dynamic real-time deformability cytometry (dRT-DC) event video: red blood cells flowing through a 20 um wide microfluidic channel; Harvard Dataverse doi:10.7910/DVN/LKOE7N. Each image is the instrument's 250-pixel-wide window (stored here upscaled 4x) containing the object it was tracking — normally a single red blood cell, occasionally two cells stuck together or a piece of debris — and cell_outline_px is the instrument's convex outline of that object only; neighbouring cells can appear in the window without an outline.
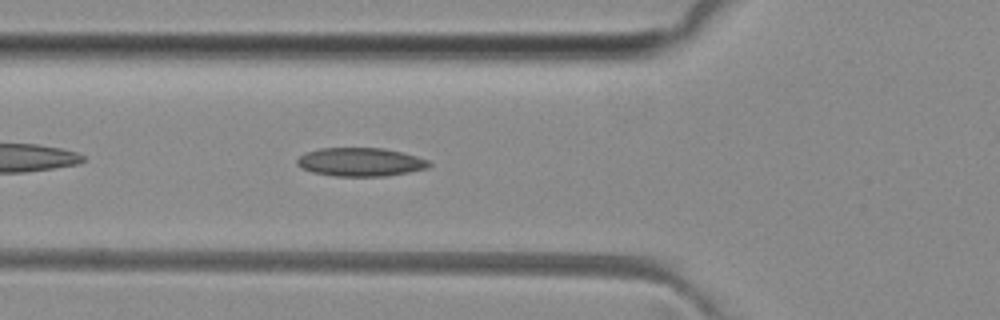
{"species": "common noctule bat (a hibernating species)", "species_latin": "Nyctalus noctula", "temperature_condition": "room temperature", "stored_images_in_passage": 33, "camera_frame_rate_fps": 3000, "um_per_image_px": 0.085, "animal": {"sex": "female", "body_mass_g": 29.2, "forearm_length_mm": 56.3}, "frame": {"image": 1, "passage_image": 6, "time_ms": 1.667, "image_size_px": [1000, 320], "cell_outline_px": [[432, 164], [428, 168], [388, 176], [336, 176], [312, 172], [300, 168], [296, 164], [296, 160], [300, 156], [308, 152], [320, 148], [384, 148], [416, 156], [428, 160]], "centroid_in_image_um": [30.63, 13.77], "position_along_channel_um": 95.2, "area_um2": 21.91}}
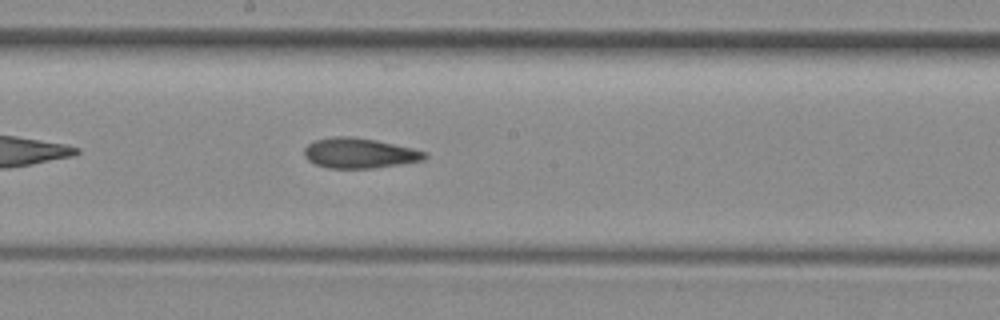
{"frame": {"image": 2, "passage_image": 15, "time_ms": 4.667, "image_size_px": [1000, 320], "cell_outline_px": [[428, 156], [424, 160], [400, 164], [372, 168], [328, 168], [316, 164], [308, 160], [304, 156], [304, 148], [308, 144], [316, 140], [332, 136], [352, 136], [376, 140], [412, 148], [428, 152]], "centroid_in_image_um": [30.55, 13.01], "position_along_channel_um": 217.6, "area_um2": 21.21}}
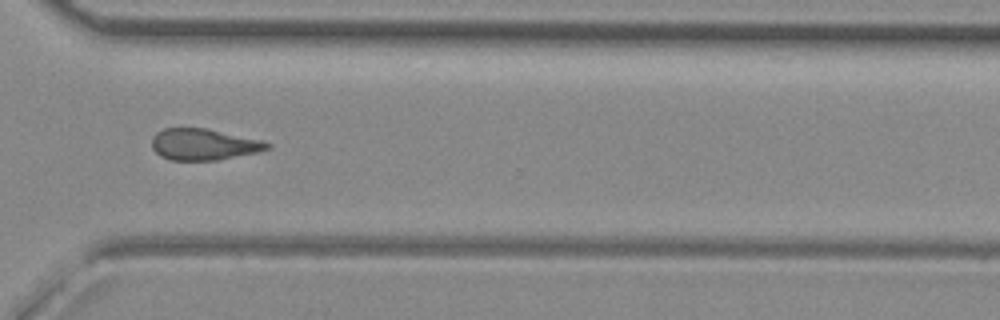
{"frame": {"image": 3, "passage_image": 25, "time_ms": 8.0, "image_size_px": [1000, 320], "cell_outline_px": [[272, 148], [260, 152], [216, 160], [172, 160], [160, 156], [152, 148], [152, 136], [156, 132], [164, 128], [208, 128], [260, 140], [272, 144]], "centroid_in_image_um": [17.32, 12.27], "position_along_channel_um": 353.3, "area_um2": 21.21}}